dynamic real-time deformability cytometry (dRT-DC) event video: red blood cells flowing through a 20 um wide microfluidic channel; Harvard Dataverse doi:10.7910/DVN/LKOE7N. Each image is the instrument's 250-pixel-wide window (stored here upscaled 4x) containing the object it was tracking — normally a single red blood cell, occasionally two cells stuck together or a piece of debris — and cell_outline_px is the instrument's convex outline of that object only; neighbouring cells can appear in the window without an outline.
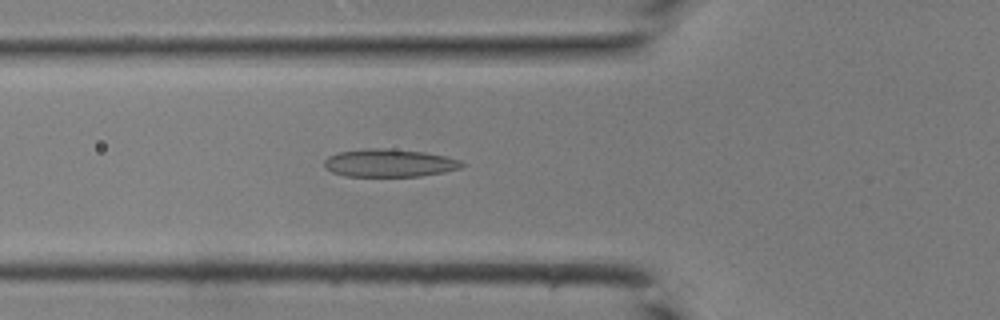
{"species": "common noctule bat (a hibernating species)", "species_latin": "Nyctalus noctula", "temperature_condition": "room temperature", "stored_images_in_passage": 34, "camera_frame_rate_fps": 3000, "um_per_image_px": 0.085, "animal": {"sex": "male", "body_mass_g": 19.0, "forearm_length_mm": 50.8}, "frame": {"image": 1, "passage_image": 7, "time_ms": 2.0, "image_size_px": [1000, 320], "cell_outline_px": [[468, 164], [460, 168], [444, 172], [420, 176], [344, 176], [332, 172], [324, 168], [324, 160], [328, 156], [340, 152], [364, 148], [384, 148], [424, 152], [448, 156], [460, 160]], "centroid_in_image_um": [33.11, 13.85], "position_along_channel_um": 92.7, "area_um2": 22.54}}
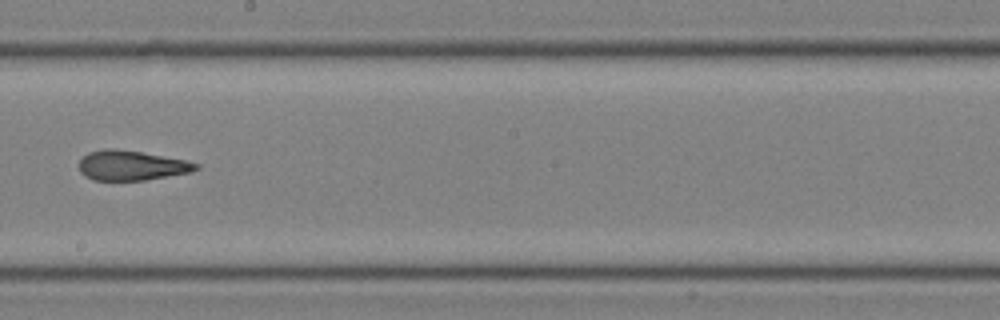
{"frame": {"image": 2, "passage_image": 16, "time_ms": 5.0, "image_size_px": [1000, 320], "cell_outline_px": [[200, 168], [192, 172], [144, 180], [92, 180], [84, 176], [80, 172], [80, 160], [88, 152], [108, 148], [112, 148], [140, 152], [184, 160], [200, 164]], "centroid_in_image_um": [11.17, 14.07], "position_along_channel_um": 237.0, "area_um2": 20.17}}
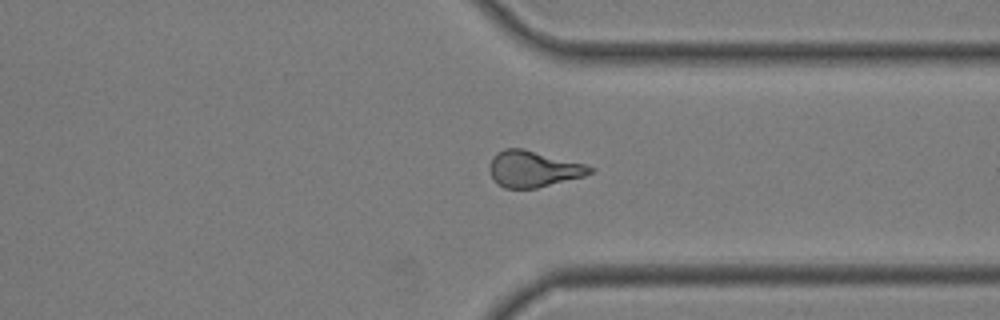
{"frame": {"image": 3, "passage_image": 24, "time_ms": 7.667, "image_size_px": [1000, 320], "cell_outline_px": [[596, 168], [592, 172], [584, 176], [536, 188], [504, 188], [492, 176], [488, 168], [496, 152], [504, 148], [524, 148], [584, 164]], "centroid_in_image_um": [45.33, 14.34], "position_along_channel_um": 366.1, "area_um2": 20.98}}